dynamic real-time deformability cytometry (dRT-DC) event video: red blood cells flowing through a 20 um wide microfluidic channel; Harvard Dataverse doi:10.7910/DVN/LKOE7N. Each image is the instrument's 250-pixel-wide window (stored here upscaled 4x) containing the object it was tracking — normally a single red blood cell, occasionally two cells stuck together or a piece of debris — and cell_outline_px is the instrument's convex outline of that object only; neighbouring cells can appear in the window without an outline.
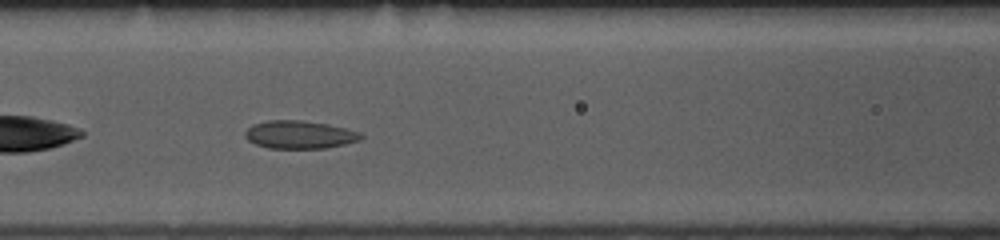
{"species": "common noctule bat (a hibernating species)", "species_latin": "Nyctalus noctula", "temperature_condition": "room temperature", "stored_images_in_passage": 34, "camera_frame_rate_fps": 3000, "um_per_image_px": 0.085, "animal": {"sex": "female", "body_mass_g": 10.0, "forearm_length_mm": 53.1}, "frame": {"image": 1, "passage_image": 9, "time_ms": 2.667, "image_size_px": [1000, 240], "cell_outline_px": [[364, 136], [360, 140], [344, 144], [324, 148], [268, 148], [256, 144], [248, 140], [244, 136], [244, 132], [252, 124], [268, 120], [300, 120], [328, 124], [348, 128], [360, 132]], "centroid_in_image_um": [25.46, 11.44], "position_along_channel_um": 141.1, "area_um2": 18.96}}
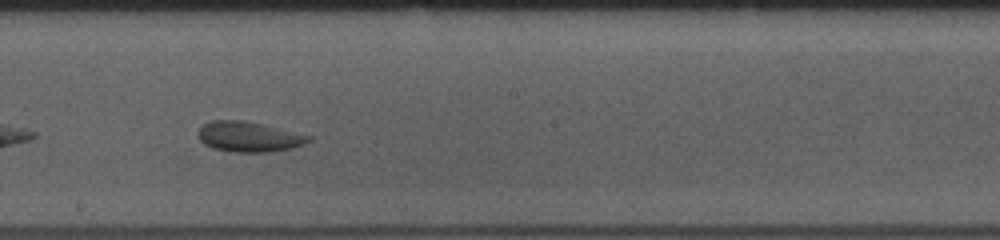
{"frame": {"image": 2, "passage_image": 16, "time_ms": 5.0, "image_size_px": [1000, 240], "cell_outline_px": [[312, 140], [304, 144], [292, 148], [268, 152], [232, 152], [212, 148], [204, 144], [200, 140], [196, 132], [204, 124], [212, 120], [244, 120], [264, 124], [312, 136]], "centroid_in_image_um": [21.15, 11.62], "position_along_channel_um": 227.1, "area_um2": 19.65}}
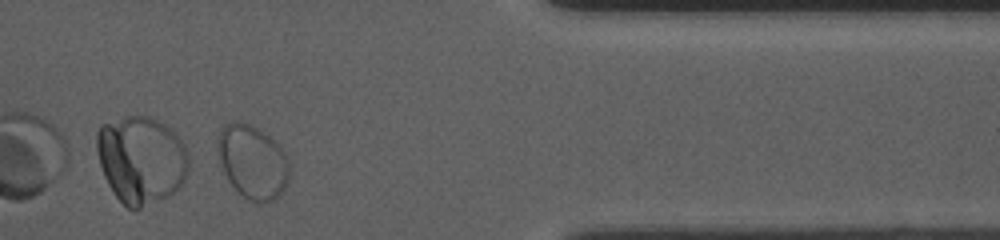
{"frame": {"image": 3, "passage_image": 31, "time_ms": 10.0, "image_size_px": [1000, 240], "cell_outline_px": [[288, 180], [284, 188], [272, 200], [248, 200], [228, 180], [224, 172], [220, 160], [216, 144], [220, 132], [224, 124], [236, 120], [252, 124], [260, 128], [280, 144], [288, 160]], "centroid_in_image_um": [21.46, 13.67], "position_along_channel_um": 389.9, "area_um2": 30.46}}